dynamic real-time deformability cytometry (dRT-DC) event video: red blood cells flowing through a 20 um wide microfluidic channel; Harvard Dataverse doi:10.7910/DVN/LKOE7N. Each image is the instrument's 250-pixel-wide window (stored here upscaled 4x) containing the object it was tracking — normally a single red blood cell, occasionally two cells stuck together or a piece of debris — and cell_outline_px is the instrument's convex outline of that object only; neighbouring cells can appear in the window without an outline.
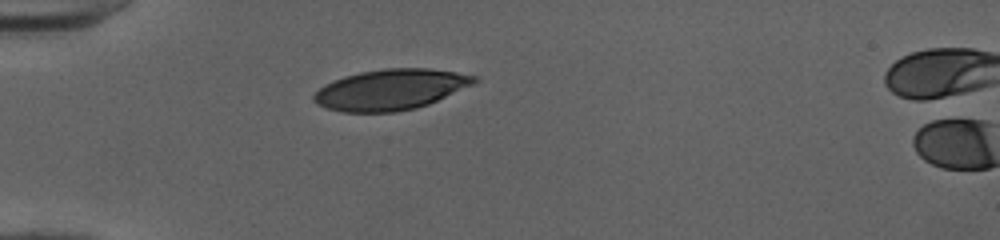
{"species": "human", "species_latin": "Homo sapiens", "temperature_condition": "cold", "stored_images_in_passage": 3, "camera_frame_rate_fps": 3000, "um_per_image_px": 0.085, "donor": {"sex": "female"}, "frame": {"image": 1, "passage_image": 1, "time_ms": 0.0, "image_size_px": [1000, 240], "cell_outline_px": [[480, 80], [472, 84], [428, 104], [416, 108], [396, 112], [344, 112], [328, 108], [316, 104], [312, 100], [312, 96], [324, 84], [332, 80], [344, 76], [360, 72], [384, 68], [428, 68], [456, 72], [476, 76]], "centroid_in_image_um": [33.16, 7.61], "position_along_channel_um": 51.8, "area_um2": 37.92}}